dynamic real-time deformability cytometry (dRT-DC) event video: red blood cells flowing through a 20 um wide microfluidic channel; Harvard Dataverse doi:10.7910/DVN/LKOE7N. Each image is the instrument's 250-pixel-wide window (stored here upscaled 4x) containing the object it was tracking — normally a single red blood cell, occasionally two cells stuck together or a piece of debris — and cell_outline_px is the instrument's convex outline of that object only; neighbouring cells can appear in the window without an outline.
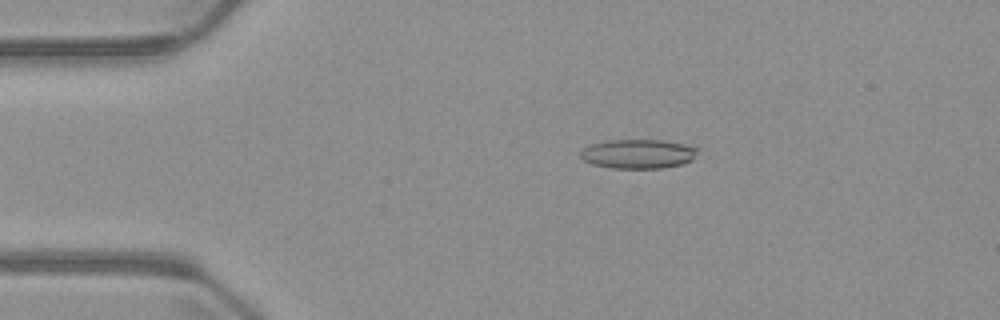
{"species": "common noctule bat (a hibernating species)", "species_latin": "Nyctalus noctula", "temperature_condition": "warm", "stored_images_in_passage": 5, "camera_frame_rate_fps": 3000, "um_per_image_px": 0.085, "animal": {"sex": "male", "body_mass_g": 23.1, "forearm_length_mm": 52.7}, "frame": {"image": 1, "passage_image": 3, "time_ms": 2.333, "image_size_px": [1000, 320], "cell_outline_px": [[700, 148], [692, 160], [684, 164], [664, 168], [612, 168], [592, 164], [584, 160], [580, 156], [580, 152], [588, 144], [604, 140], [660, 140], [684, 144]], "centroid_in_image_um": [54.24, 13.08], "position_along_channel_um": 30.8, "area_um2": 20.17}}
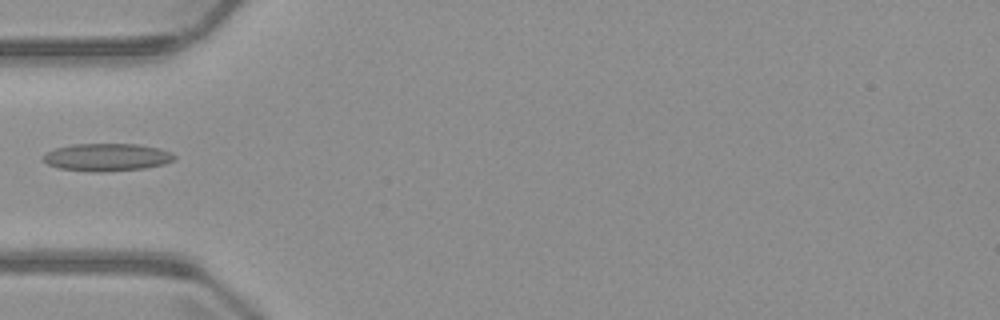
{"frame": {"image": 2, "passage_image": 5, "time_ms": 4.667, "image_size_px": [1000, 320], "cell_outline_px": [[176, 156], [172, 160], [164, 164], [144, 168], [100, 172], [92, 172], [60, 168], [48, 164], [44, 160], [44, 156], [48, 152], [56, 148], [72, 144], [136, 144], [160, 148], [172, 152]], "centroid_in_image_um": [9.12, 13.36], "position_along_channel_um": 75.9, "area_um2": 20.92}}